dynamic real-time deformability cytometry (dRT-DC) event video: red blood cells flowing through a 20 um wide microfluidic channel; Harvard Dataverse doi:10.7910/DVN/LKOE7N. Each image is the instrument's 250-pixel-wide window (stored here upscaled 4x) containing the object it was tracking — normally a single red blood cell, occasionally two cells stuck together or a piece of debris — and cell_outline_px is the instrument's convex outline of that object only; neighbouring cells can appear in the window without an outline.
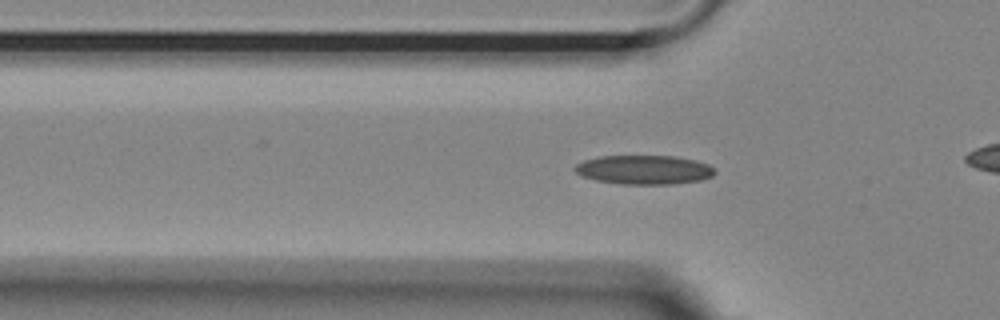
{"species": "Egyptian fruit bat (a non-hibernating species)", "species_latin": "Rousettus aegyptiacus", "temperature_condition": "room temperature", "stored_images_in_passage": 38, "camera_frame_rate_fps": 3000, "um_per_image_px": 0.085, "animal": {"sex": "female"}, "frame": {"image": 1, "passage_image": 10, "time_ms": 3.0, "image_size_px": [1000, 320], "cell_outline_px": [[716, 172], [712, 176], [700, 180], [672, 184], [620, 184], [596, 180], [580, 176], [572, 168], [576, 164], [584, 160], [600, 156], [676, 156], [696, 160], [708, 164]], "centroid_in_image_um": [54.72, 14.43], "position_along_channel_um": 71.1, "area_um2": 23.81}}
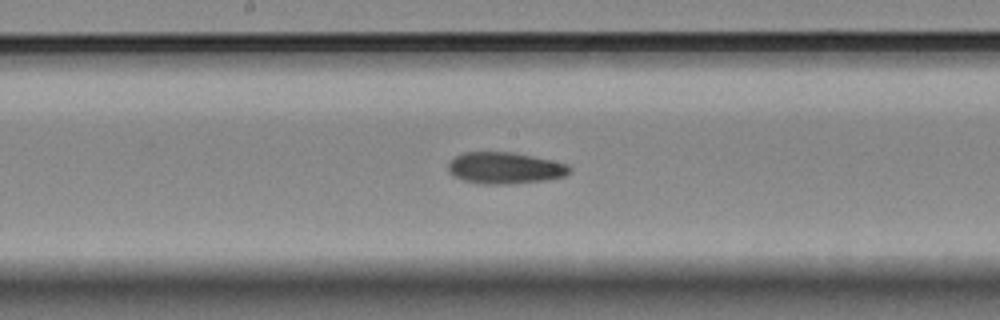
{"frame": {"image": 2, "passage_image": 21, "time_ms": 6.667, "image_size_px": [1000, 320], "cell_outline_px": [[572, 172], [564, 176], [544, 180], [508, 184], [480, 184], [464, 180], [448, 172], [448, 164], [456, 156], [464, 152], [512, 152], [552, 160], [568, 164], [572, 168]], "centroid_in_image_um": [42.94, 14.28], "position_along_channel_um": 205.3, "area_um2": 22.25}}
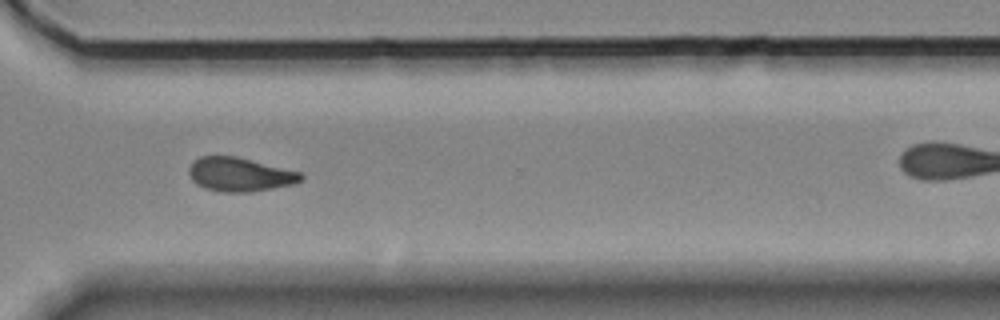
{"frame": {"image": 3, "passage_image": 33, "time_ms": 10.667, "image_size_px": [1000, 320], "cell_outline_px": [[304, 180], [292, 184], [252, 192], [220, 192], [204, 188], [196, 184], [192, 180], [188, 172], [188, 168], [200, 156], [236, 156], [300, 172], [304, 176]], "centroid_in_image_um": [20.37, 14.84], "position_along_channel_um": 350.2, "area_um2": 22.08}}